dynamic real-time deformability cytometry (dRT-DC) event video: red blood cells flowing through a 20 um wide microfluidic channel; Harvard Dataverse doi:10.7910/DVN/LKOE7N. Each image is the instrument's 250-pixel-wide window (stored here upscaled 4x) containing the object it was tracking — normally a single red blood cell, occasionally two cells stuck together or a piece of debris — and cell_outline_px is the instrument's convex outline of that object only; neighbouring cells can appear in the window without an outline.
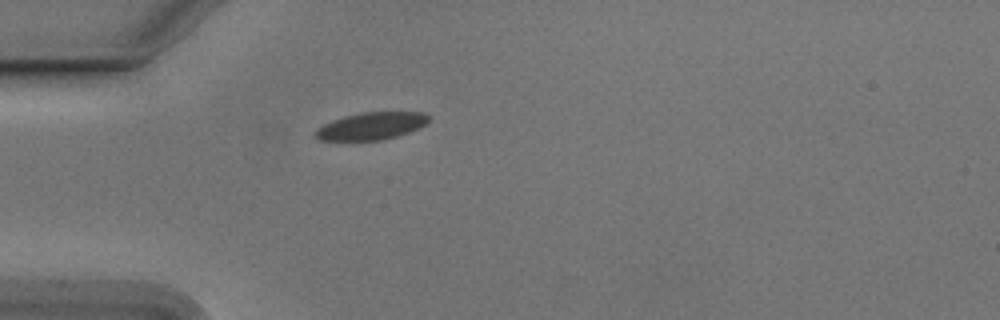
{"species": "Egyptian fruit bat (a non-hibernating species)", "species_latin": "Rousettus aegyptiacus", "temperature_condition": "cold", "stored_images_in_passage": 4, "camera_frame_rate_fps": 3000, "um_per_image_px": 0.085, "animal": {"sex": "male"}, "frame": {"image": 1, "passage_image": 1, "time_ms": 0.0, "image_size_px": [1000, 320], "cell_outline_px": [[428, 120], [424, 124], [408, 132], [396, 136], [380, 140], [320, 140], [316, 136], [316, 132], [324, 124], [332, 120], [344, 116], [360, 112], [424, 112], [428, 116]], "centroid_in_image_um": [31.56, 10.7], "position_along_channel_um": 53.4, "area_um2": 17.63}}